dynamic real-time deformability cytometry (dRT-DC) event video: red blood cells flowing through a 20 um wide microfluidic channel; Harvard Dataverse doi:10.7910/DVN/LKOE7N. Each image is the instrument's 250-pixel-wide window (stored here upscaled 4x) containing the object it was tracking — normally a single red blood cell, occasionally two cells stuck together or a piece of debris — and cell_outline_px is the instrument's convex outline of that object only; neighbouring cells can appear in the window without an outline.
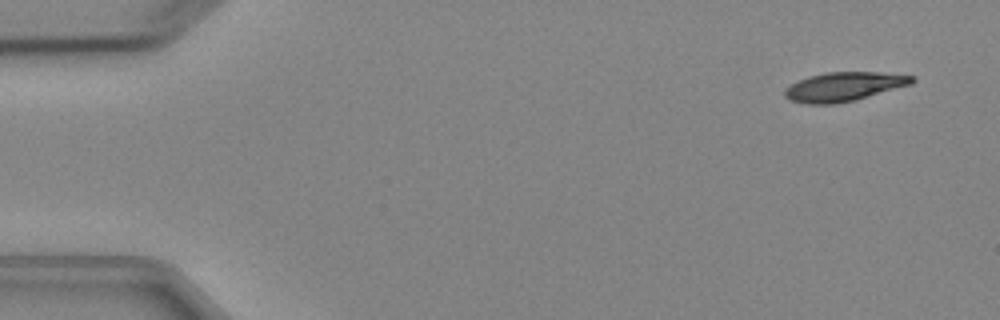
{"species": "Egyptian fruit bat (a non-hibernating species)", "species_latin": "Rousettus aegyptiacus", "temperature_condition": "cold", "stored_images_in_passage": 6, "camera_frame_rate_fps": 3000, "um_per_image_px": 0.085, "animal": {"sex": "female"}, "frame": {"image": 1, "passage_image": 1, "time_ms": 0.0, "image_size_px": [1000, 320], "cell_outline_px": [[916, 80], [912, 84], [856, 100], [832, 104], [804, 104], [788, 100], [784, 96], [784, 88], [808, 76], [824, 72], [880, 72], [916, 76]], "centroid_in_image_um": [71.73, 7.37], "position_along_channel_um": 13.3, "area_um2": 21.79}}
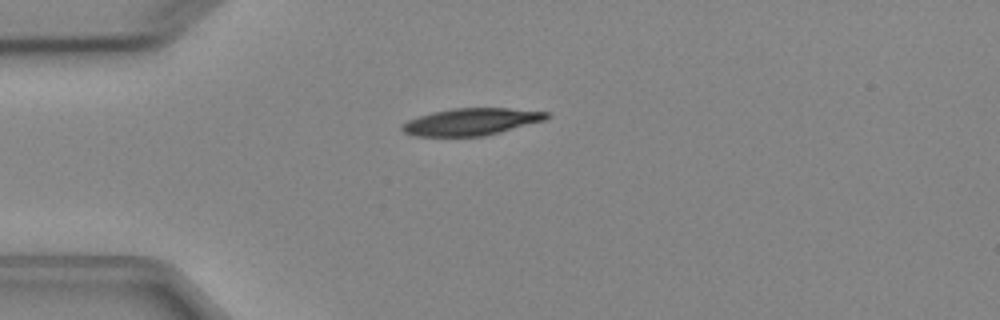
{"frame": {"image": 2, "passage_image": 3, "time_ms": 3.333, "image_size_px": [1000, 320], "cell_outline_px": [[552, 116], [544, 120], [500, 132], [484, 136], [416, 136], [404, 132], [400, 128], [400, 124], [408, 120], [432, 112], [452, 108], [508, 108], [552, 112]], "centroid_in_image_um": [40.07, 10.34], "position_along_channel_um": 44.9, "area_um2": 22.83}}
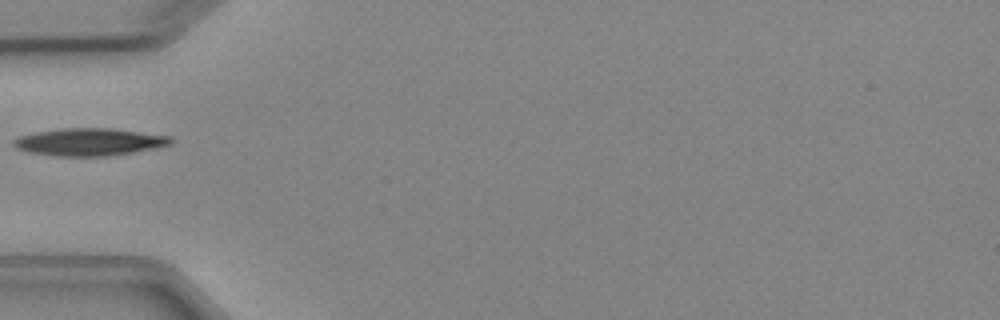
{"frame": {"image": 3, "passage_image": 4, "time_ms": 4.667, "image_size_px": [1000, 320], "cell_outline_px": [[176, 140], [172, 144], [156, 148], [108, 156], [56, 156], [28, 152], [16, 148], [12, 144], [12, 140], [20, 136], [36, 132], [60, 128], [112, 128], [172, 136]], "centroid_in_image_um": [7.63, 12.06], "position_along_channel_um": 77.4, "area_um2": 25.37}}